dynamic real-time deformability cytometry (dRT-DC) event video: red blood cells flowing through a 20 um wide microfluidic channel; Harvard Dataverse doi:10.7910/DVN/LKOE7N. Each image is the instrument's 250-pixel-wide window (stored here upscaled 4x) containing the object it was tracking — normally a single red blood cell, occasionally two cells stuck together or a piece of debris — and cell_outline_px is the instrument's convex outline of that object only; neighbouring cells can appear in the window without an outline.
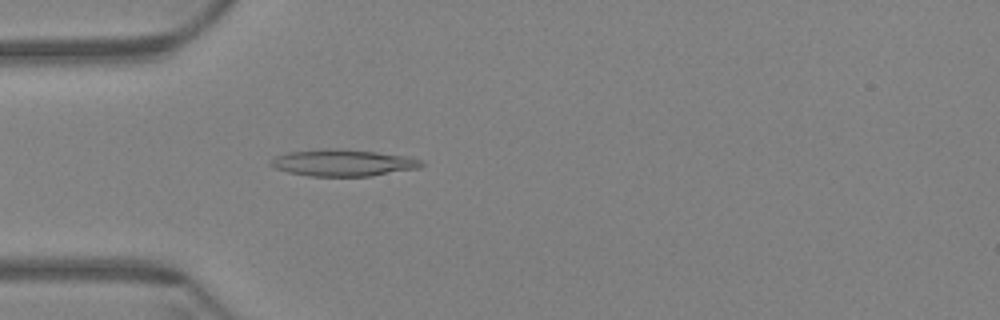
{"species": "Egyptian fruit bat (a non-hibernating species)", "species_latin": "Rousettus aegyptiacus", "temperature_condition": "warm", "stored_images_in_passage": 43, "camera_frame_rate_fps": 3000, "um_per_image_px": 0.085, "animal": {"sex": "female"}, "frame": {"image": 1, "passage_image": 1, "time_ms": 0.0, "image_size_px": [1000, 320], "cell_outline_px": [[424, 164], [420, 168], [372, 176], [308, 176], [288, 172], [276, 168], [268, 164], [276, 156], [288, 152], [332, 148], [336, 148], [376, 152], [408, 156], [420, 160]], "centroid_in_image_um": [29.18, 13.84], "position_along_channel_um": 55.8, "area_um2": 23.41}}
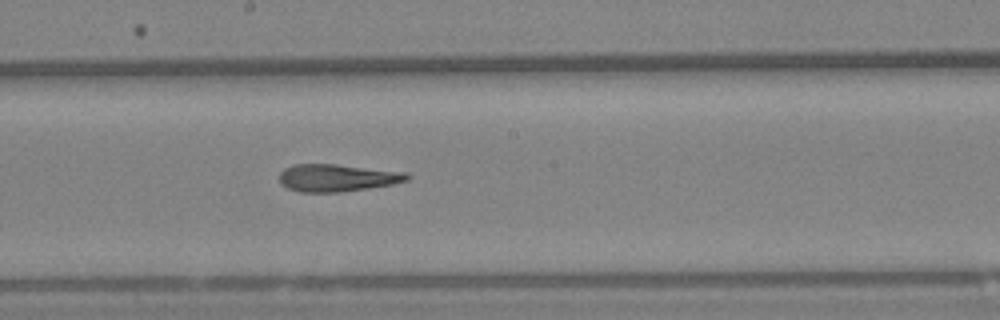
{"frame": {"image": 2, "passage_image": 16, "time_ms": 5.0, "image_size_px": [1000, 320], "cell_outline_px": [[412, 176], [408, 180], [392, 184], [340, 192], [300, 192], [288, 188], [280, 184], [280, 172], [284, 168], [292, 164], [336, 164], [404, 172]], "centroid_in_image_um": [28.62, 15.11], "position_along_channel_um": 219.6, "area_um2": 20.29}}
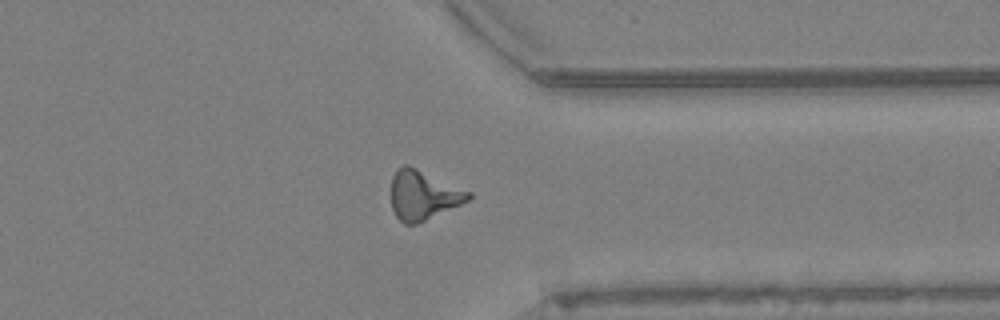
{"frame": {"image": 3, "passage_image": 30, "time_ms": 9.667, "image_size_px": [1000, 320], "cell_outline_px": [[472, 196], [468, 200], [460, 204], [416, 224], [404, 224], [396, 216], [392, 208], [392, 176], [396, 168], [404, 164], [408, 164], [472, 192]], "centroid_in_image_um": [35.95, 16.56], "position_along_channel_um": 375.4, "area_um2": 22.08}, "authors_computed_cell_mechanics": {"area_um2": 20.4612, "velocity_mm_per_s": 3.4018, "shape_relaxation_time_tau1_ms": null, "shape_relaxation_time_tau2_ms": 10.7298, "deformation_change_tau1": null, "deformation_change_tau2": 0.2477}}